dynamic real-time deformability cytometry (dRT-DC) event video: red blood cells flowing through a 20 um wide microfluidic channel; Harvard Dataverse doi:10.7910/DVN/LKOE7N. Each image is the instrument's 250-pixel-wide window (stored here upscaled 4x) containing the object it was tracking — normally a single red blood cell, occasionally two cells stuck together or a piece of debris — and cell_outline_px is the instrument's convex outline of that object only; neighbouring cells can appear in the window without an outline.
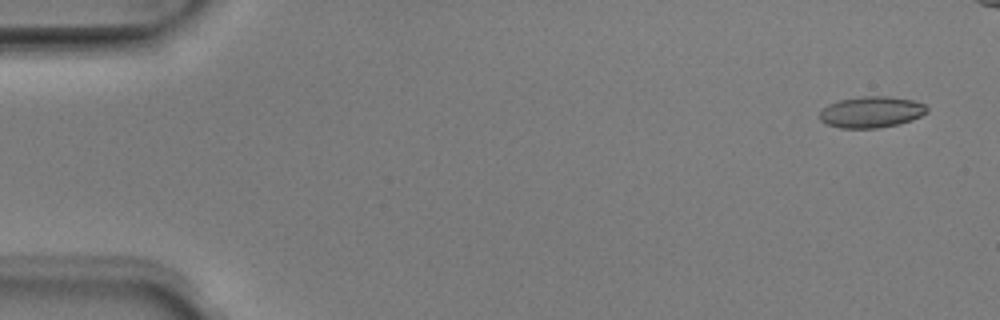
{"species": "Egyptian fruit bat (a non-hibernating species)", "species_latin": "Rousettus aegyptiacus", "temperature_condition": "room temperature", "stored_images_in_passage": 46, "camera_frame_rate_fps": 3000, "um_per_image_px": 0.085, "animal": {"sex": "male"}, "frame": {"image": 1, "passage_image": 3, "time_ms": 0.667, "image_size_px": [1000, 320], "cell_outline_px": [[928, 112], [912, 120], [896, 124], [876, 128], [840, 128], [824, 124], [820, 120], [820, 112], [828, 104], [840, 100], [864, 96], [888, 96], [912, 100], [924, 104], [928, 108]], "centroid_in_image_um": [74.05, 9.53], "position_along_channel_um": 11.0, "area_um2": 19.48}}
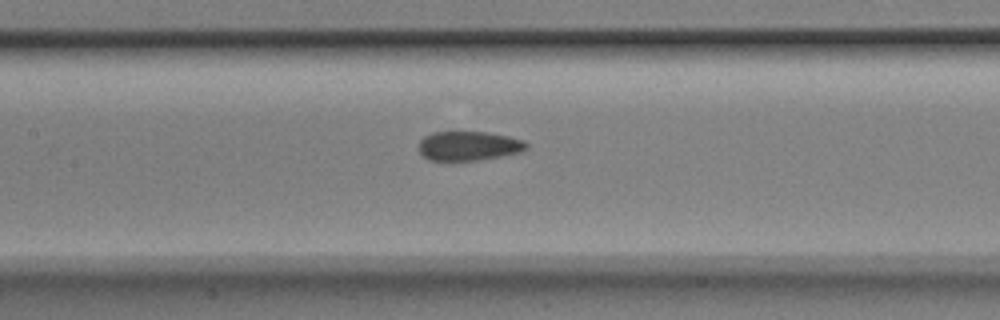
{"frame": {"image": 2, "passage_image": 24, "time_ms": 7.667, "image_size_px": [1000, 320], "cell_outline_px": [[528, 148], [520, 152], [500, 156], [476, 160], [428, 160], [420, 152], [420, 140], [424, 136], [432, 132], [488, 132], [508, 136], [524, 140], [528, 144]], "centroid_in_image_um": [39.85, 12.39], "position_along_channel_um": 167.5, "area_um2": 18.26}}
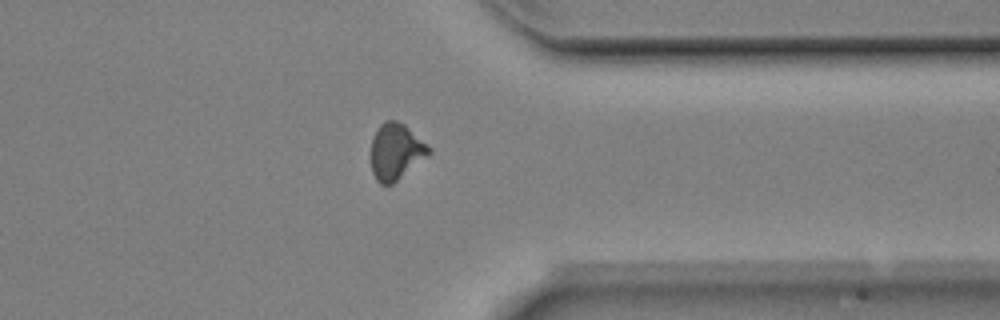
{"frame": {"image": 3, "passage_image": 40, "time_ms": 13.0, "image_size_px": [1000, 320], "cell_outline_px": [[432, 152], [428, 156], [392, 184], [380, 184], [376, 180], [372, 172], [372, 136], [380, 124], [384, 120], [396, 120], [404, 124], [428, 144], [432, 148]], "centroid_in_image_um": [33.67, 12.86], "position_along_channel_um": 377.7, "area_um2": 19.02}}